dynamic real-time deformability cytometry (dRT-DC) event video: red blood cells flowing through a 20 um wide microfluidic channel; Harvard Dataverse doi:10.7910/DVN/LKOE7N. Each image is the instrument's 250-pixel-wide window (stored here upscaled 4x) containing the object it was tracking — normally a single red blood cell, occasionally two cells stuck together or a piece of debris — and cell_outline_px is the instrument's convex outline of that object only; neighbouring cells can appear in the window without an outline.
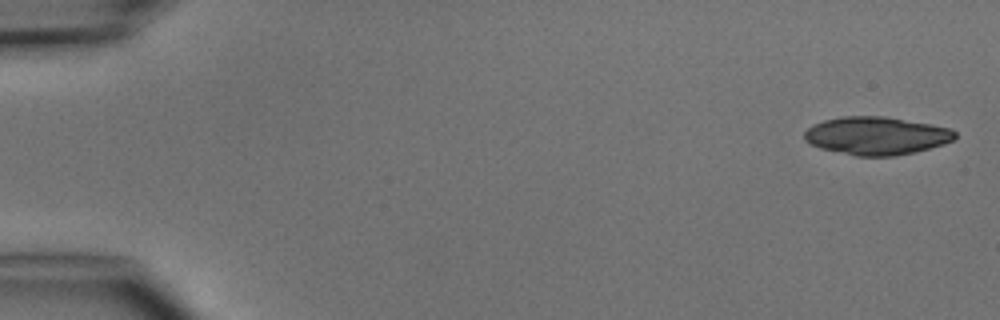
{"species": "common noctule bat (a hibernating species)", "species_latin": "Nyctalus noctula", "temperature_condition": "cold", "stored_images_in_passage": 7, "camera_frame_rate_fps": 3000, "um_per_image_px": 0.085, "animal": {"sex": "male", "body_mass_g": 15.6}, "frame": {"image": 1, "passage_image": 1, "time_ms": 0.0, "image_size_px": [1000, 320], "cell_outline_px": [[956, 136], [952, 140], [944, 144], [912, 152], [892, 156], [856, 156], [820, 148], [804, 140], [804, 132], [812, 124], [824, 120], [844, 116], [884, 116], [932, 124], [952, 128], [956, 132]], "centroid_in_image_um": [74.49, 11.53], "position_along_channel_um": 10.5, "area_um2": 33.29}}
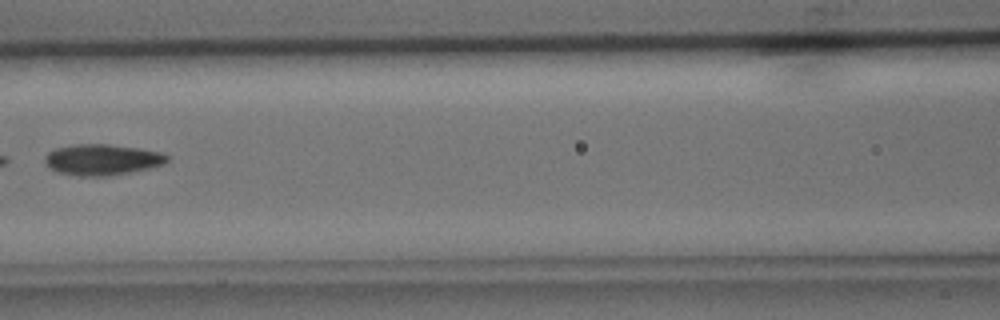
{"frame": {"image": 2, "passage_image": 7, "time_ms": 7.0, "image_size_px": [1000, 320], "cell_outline_px": [[168, 160], [164, 164], [152, 168], [132, 172], [108, 176], [76, 176], [56, 172], [44, 160], [44, 156], [48, 152], [56, 148], [72, 144], [108, 144], [136, 148], [160, 152], [168, 156]], "centroid_in_image_um": [8.68, 13.58], "position_along_channel_um": 157.9, "area_um2": 22.14}}